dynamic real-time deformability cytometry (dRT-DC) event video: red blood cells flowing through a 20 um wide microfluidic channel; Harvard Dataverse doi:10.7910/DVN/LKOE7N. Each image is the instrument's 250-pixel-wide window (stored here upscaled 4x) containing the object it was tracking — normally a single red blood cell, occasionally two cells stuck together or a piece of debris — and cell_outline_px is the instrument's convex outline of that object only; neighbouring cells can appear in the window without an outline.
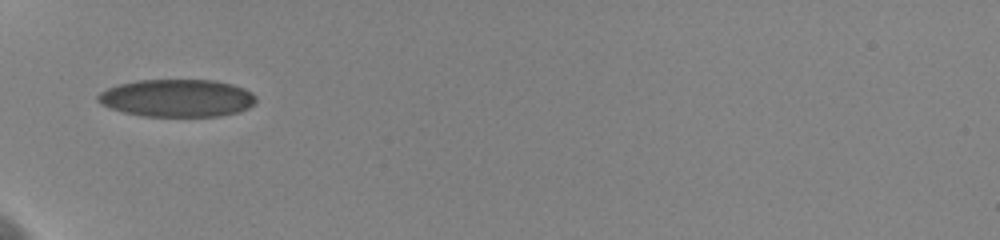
{"species": "human", "species_latin": "Homo sapiens", "temperature_condition": "cold", "stored_images_in_passage": 6, "camera_frame_rate_fps": 3000, "um_per_image_px": 0.085, "donor": {"sex": "female"}, "frame": {"image": 1, "passage_image": 1, "time_ms": 0.0, "image_size_px": [1000, 240], "cell_outline_px": [[256, 100], [248, 108], [236, 112], [220, 116], [144, 116], [124, 112], [108, 108], [100, 104], [96, 100], [96, 96], [100, 92], [108, 88], [120, 84], [140, 80], [216, 80], [232, 84], [244, 88], [252, 92], [256, 96]], "centroid_in_image_um": [15.04, 8.33], "position_along_channel_um": 70.0, "area_um2": 34.68}}